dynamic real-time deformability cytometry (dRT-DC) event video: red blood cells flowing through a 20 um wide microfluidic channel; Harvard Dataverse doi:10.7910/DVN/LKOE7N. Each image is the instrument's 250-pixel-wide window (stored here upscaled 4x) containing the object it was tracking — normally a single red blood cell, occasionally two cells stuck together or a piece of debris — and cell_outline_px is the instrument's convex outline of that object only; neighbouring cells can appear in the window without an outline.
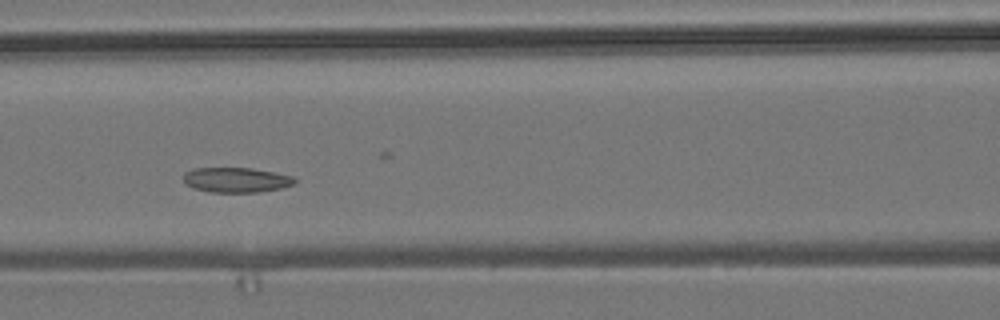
{"species": "common noctule bat (a hibernating species)", "species_latin": "Nyctalus noctula", "temperature_condition": "room temperature", "stored_images_in_passage": 8, "camera_frame_rate_fps": 3000, "um_per_image_px": 0.085, "animal": {"sex": "male", "body_mass_g": 19.2, "forearm_length_mm": 51.8}, "frame": {"image": 1, "passage_image": 4, "time_ms": 3.333, "image_size_px": [1000, 320], "cell_outline_px": [[296, 184], [280, 188], [260, 192], [212, 192], [192, 188], [184, 184], [184, 172], [192, 168], [252, 168], [296, 176]], "centroid_in_image_um": [20.09, 15.29], "position_along_channel_um": 146.5, "area_um2": 16.42}}
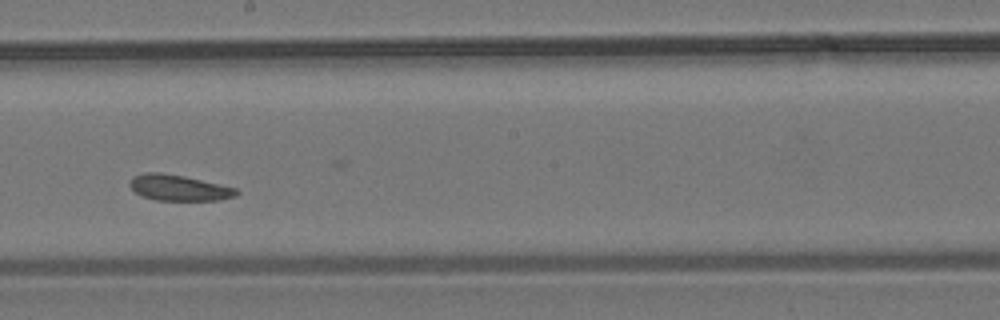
{"frame": {"image": 2, "passage_image": 6, "time_ms": 5.667, "image_size_px": [1000, 320], "cell_outline_px": [[240, 192], [236, 196], [220, 200], [156, 200], [140, 196], [128, 184], [128, 180], [132, 176], [144, 172], [160, 172], [184, 176], [236, 188]], "centroid_in_image_um": [15.16, 15.95], "position_along_channel_um": 233.0, "area_um2": 16.18}}
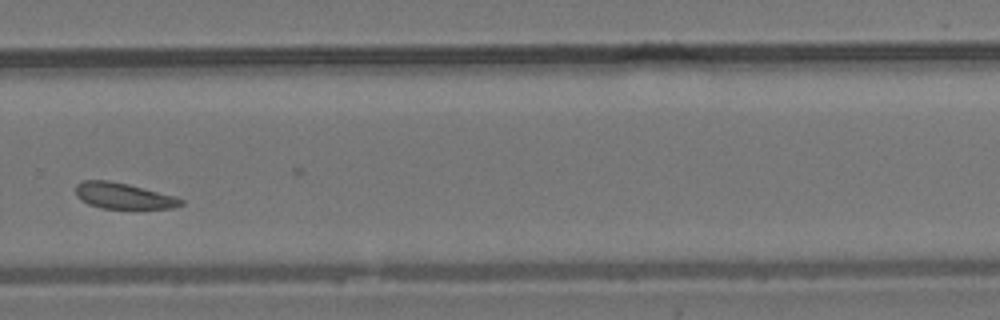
{"frame": {"image": 3, "passage_image": 8, "time_ms": 8.0, "image_size_px": [1000, 320], "cell_outline_px": [[184, 204], [172, 208], [100, 208], [88, 204], [80, 200], [76, 196], [76, 184], [84, 180], [108, 180], [128, 184], [172, 196], [184, 200]], "centroid_in_image_um": [10.43, 16.65], "position_along_channel_um": 319.4, "area_um2": 15.72}}